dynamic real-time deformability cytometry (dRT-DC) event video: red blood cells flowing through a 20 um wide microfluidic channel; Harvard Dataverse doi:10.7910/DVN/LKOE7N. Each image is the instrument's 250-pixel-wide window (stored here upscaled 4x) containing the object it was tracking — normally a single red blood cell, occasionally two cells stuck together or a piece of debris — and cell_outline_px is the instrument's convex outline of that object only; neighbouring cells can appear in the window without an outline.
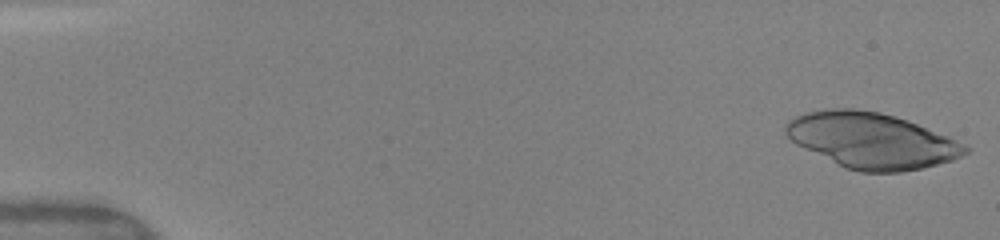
{"species": "human", "species_latin": "Homo sapiens", "temperature_condition": "warm", "stored_images_in_passage": 13, "camera_frame_rate_fps": 3000, "um_per_image_px": 0.085, "donor": {"sex": "female"}, "frame": {"image": 1, "passage_image": 1, "time_ms": 0.0, "image_size_px": [1000, 240], "cell_outline_px": [[972, 148], [968, 152], [952, 160], [924, 168], [900, 172], [860, 172], [844, 168], [796, 144], [784, 132], [784, 124], [788, 120], [804, 112], [824, 108], [852, 108], [880, 112], [908, 120], [948, 136]], "centroid_in_image_um": [74.07, 11.94], "position_along_channel_um": 10.9, "area_um2": 58.44}}